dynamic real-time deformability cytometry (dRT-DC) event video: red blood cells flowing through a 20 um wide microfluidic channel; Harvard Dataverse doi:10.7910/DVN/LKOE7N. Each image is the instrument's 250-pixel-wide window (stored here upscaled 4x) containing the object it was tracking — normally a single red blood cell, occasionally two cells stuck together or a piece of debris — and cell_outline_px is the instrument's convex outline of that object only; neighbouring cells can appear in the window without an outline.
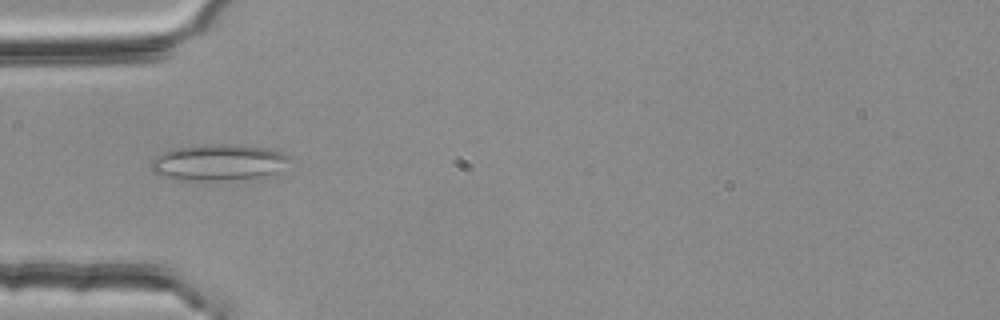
{"species": "common noctule bat (a hibernating species)", "species_latin": "Nyctalus noctula", "temperature_condition": "room temperature", "stored_images_in_passage": 49, "camera_frame_rate_fps": 3000, "um_per_image_px": 0.085, "animal": {"sex": "female", "body_mass_g": 25.1}, "frame": {"image": 1, "passage_image": 12, "time_ms": 3.667, "image_size_px": [1000, 320], "cell_outline_px": [[288, 160], [276, 172], [264, 176], [220, 180], [180, 180], [160, 176], [152, 172], [152, 160], [160, 152], [172, 148], [204, 144], [240, 144], [268, 148], [284, 152], [288, 156]], "centroid_in_image_um": [18.5, 13.78], "position_along_channel_um": 66.5, "area_um2": 29.3}}
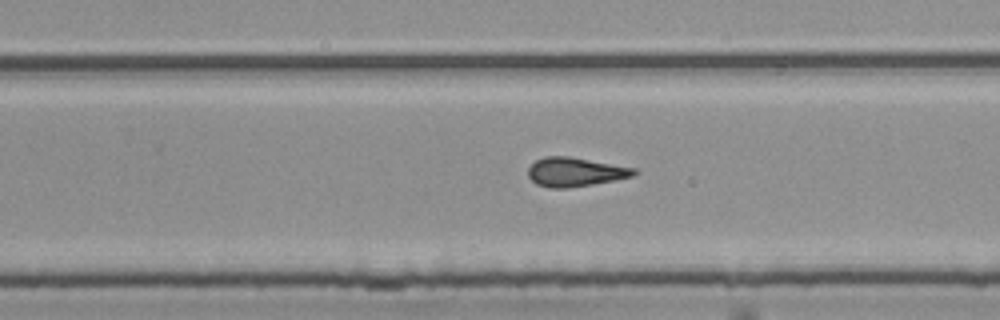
{"frame": {"image": 2, "passage_image": 29, "time_ms": 9.333, "image_size_px": [1000, 320], "cell_outline_px": [[640, 172], [632, 176], [592, 184], [568, 188], [548, 188], [536, 184], [528, 176], [528, 168], [536, 160], [544, 156], [568, 156], [636, 168]], "centroid_in_image_um": [48.87, 14.61], "position_along_channel_um": 280.9, "area_um2": 17.86}}
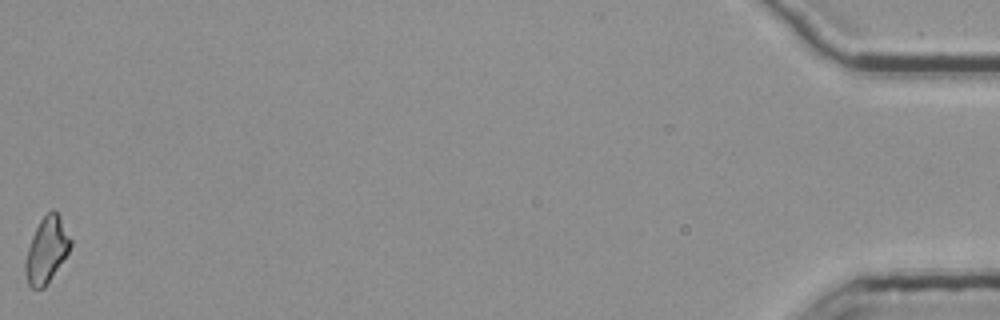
{"frame": {"image": 3, "passage_image": 49, "time_ms": 16.0, "image_size_px": [1000, 320], "cell_outline_px": [[72, 244], [68, 252], [44, 288], [32, 288], [28, 284], [24, 272], [24, 264], [28, 248], [32, 236], [40, 220], [52, 208], [56, 212], [72, 240]], "centroid_in_image_um": [3.94, 21.27], "position_along_channel_um": 431.3, "area_um2": 16.94}, "authors_computed_cell_mechanics": {"area_um2": 17.9758, "velocity_mm_per_s": 3.7835, "shape_relaxation_time_tau1_ms": null, "shape_relaxation_time_tau2_ms": 1.9722, "deformation_change_tau1": null, "deformation_change_tau2": 0.1195}}